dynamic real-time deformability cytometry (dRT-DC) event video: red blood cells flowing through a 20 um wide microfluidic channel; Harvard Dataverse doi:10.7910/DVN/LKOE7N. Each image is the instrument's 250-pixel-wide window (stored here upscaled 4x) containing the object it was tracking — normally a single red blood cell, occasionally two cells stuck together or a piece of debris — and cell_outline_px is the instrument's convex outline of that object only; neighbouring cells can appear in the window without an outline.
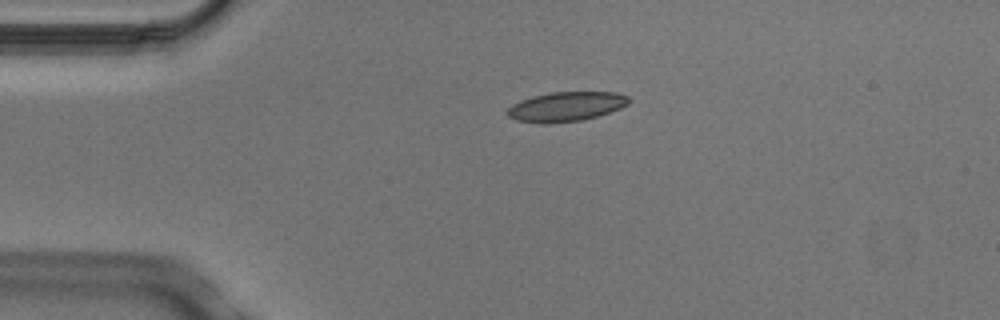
{"species": "Egyptian fruit bat (a non-hibernating species)", "species_latin": "Rousettus aegyptiacus", "temperature_condition": "cold", "stored_images_in_passage": 5, "camera_frame_rate_fps": 3000, "um_per_image_px": 0.085, "animal": {"sex": "male"}, "frame": {"image": 1, "passage_image": 4, "time_ms": 1.0, "image_size_px": [1000, 320], "cell_outline_px": [[632, 100], [628, 104], [620, 108], [584, 120], [548, 124], [540, 124], [516, 120], [508, 116], [508, 108], [512, 104], [520, 100], [532, 96], [552, 92], [616, 92], [628, 96]], "centroid_in_image_um": [48.11, 9.06], "position_along_channel_um": 36.9, "area_um2": 21.04}}